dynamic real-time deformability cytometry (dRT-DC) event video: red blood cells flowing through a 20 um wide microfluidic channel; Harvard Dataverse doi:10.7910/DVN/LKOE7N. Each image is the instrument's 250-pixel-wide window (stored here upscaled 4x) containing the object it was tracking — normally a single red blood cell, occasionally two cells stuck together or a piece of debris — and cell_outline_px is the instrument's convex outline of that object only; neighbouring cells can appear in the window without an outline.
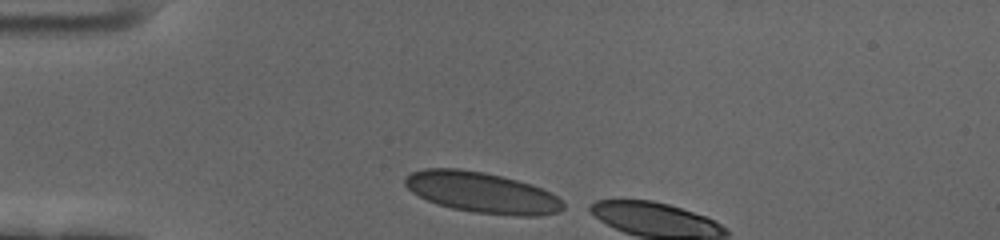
{"species": "human", "species_latin": "Homo sapiens", "temperature_condition": "cold", "stored_images_in_passage": 4, "camera_frame_rate_fps": 3000, "um_per_image_px": 0.085, "donor": {"sex": "female"}, "frame": {"image": 1, "passage_image": 1, "time_ms": 0.0, "image_size_px": [1000, 240], "cell_outline_px": [[564, 208], [556, 212], [536, 216], [516, 216], [472, 212], [452, 208], [436, 204], [412, 192], [404, 184], [404, 176], [412, 172], [424, 168], [460, 168], [484, 172], [532, 184], [556, 196], [564, 204]], "centroid_in_image_um": [40.92, 16.36], "position_along_channel_um": 44.1, "area_um2": 37.45}}